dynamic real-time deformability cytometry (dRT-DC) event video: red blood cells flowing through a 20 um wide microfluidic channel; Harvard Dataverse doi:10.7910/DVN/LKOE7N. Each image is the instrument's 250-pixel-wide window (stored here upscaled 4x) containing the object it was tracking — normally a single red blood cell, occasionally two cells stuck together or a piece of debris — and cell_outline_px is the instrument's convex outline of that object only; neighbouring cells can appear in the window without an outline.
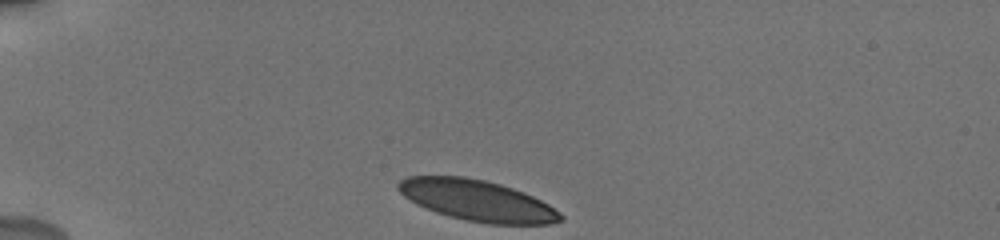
{"species": "human", "species_latin": "Homo sapiens", "temperature_condition": "cold", "stored_images_in_passage": 12, "camera_frame_rate_fps": 3000, "um_per_image_px": 0.085, "donor": {"sex": "male"}, "frame": {"image": 1, "passage_image": 1, "time_ms": 0.0, "image_size_px": [1000, 240], "cell_outline_px": [[564, 220], [552, 224], [488, 224], [468, 220], [436, 212], [416, 204], [404, 196], [396, 188], [396, 184], [400, 180], [408, 176], [464, 176], [484, 180], [500, 184], [524, 192], [548, 204], [560, 212], [564, 216]], "centroid_in_image_um": [40.57, 17.04], "position_along_channel_um": 44.4, "area_um2": 38.67}}